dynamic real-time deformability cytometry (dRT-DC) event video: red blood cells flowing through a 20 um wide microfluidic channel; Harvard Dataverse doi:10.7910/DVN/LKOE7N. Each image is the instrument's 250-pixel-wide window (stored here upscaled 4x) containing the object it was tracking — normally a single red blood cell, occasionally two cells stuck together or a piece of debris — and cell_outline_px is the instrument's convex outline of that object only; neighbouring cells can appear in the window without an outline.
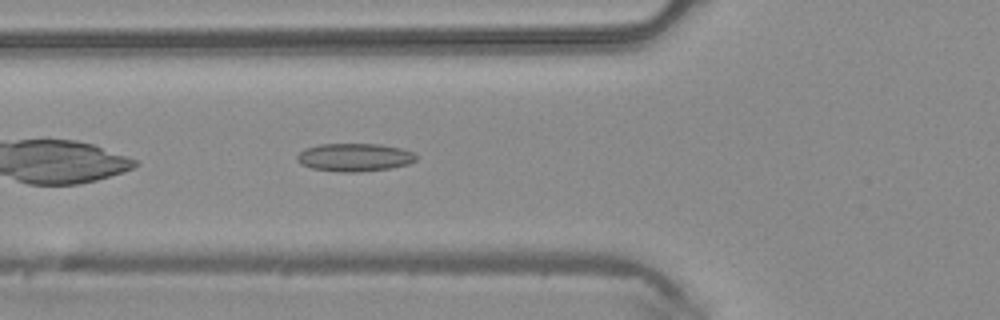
{"species": "common noctule bat (a hibernating species)", "species_latin": "Nyctalus noctula", "temperature_condition": "warm", "stored_images_in_passage": 32, "camera_frame_rate_fps": 3000, "um_per_image_px": 0.085, "animal": {"sex": "male", "body_mass_g": 20.4}, "frame": {"image": 1, "passage_image": 4, "time_ms": 1.0, "image_size_px": [1000, 320], "cell_outline_px": [[420, 156], [416, 160], [408, 164], [392, 168], [360, 172], [340, 172], [312, 168], [300, 164], [296, 160], [296, 156], [300, 152], [308, 148], [320, 144], [380, 144], [400, 148], [412, 152]], "centroid_in_image_um": [30.16, 13.38], "position_along_channel_um": 95.6, "area_um2": 19.54}}
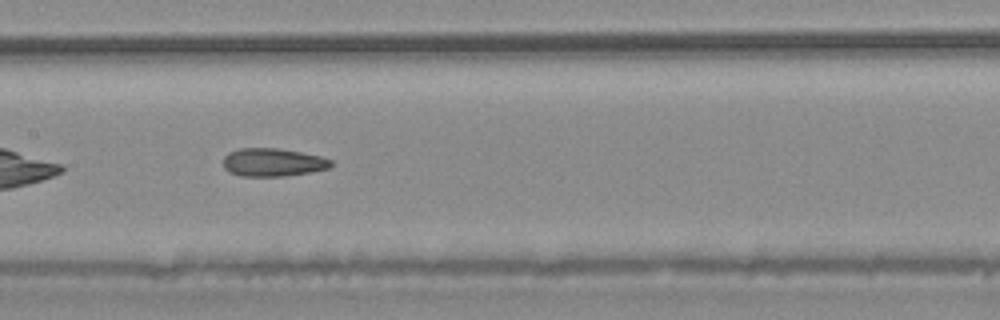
{"frame": {"image": 2, "passage_image": 10, "time_ms": 3.0, "image_size_px": [1000, 320], "cell_outline_px": [[332, 164], [328, 168], [312, 172], [284, 176], [240, 176], [228, 172], [224, 168], [224, 156], [228, 152], [240, 148], [280, 148], [320, 156], [332, 160]], "centroid_in_image_um": [23.17, 13.8], "position_along_channel_um": 184.2, "area_um2": 17.74}}
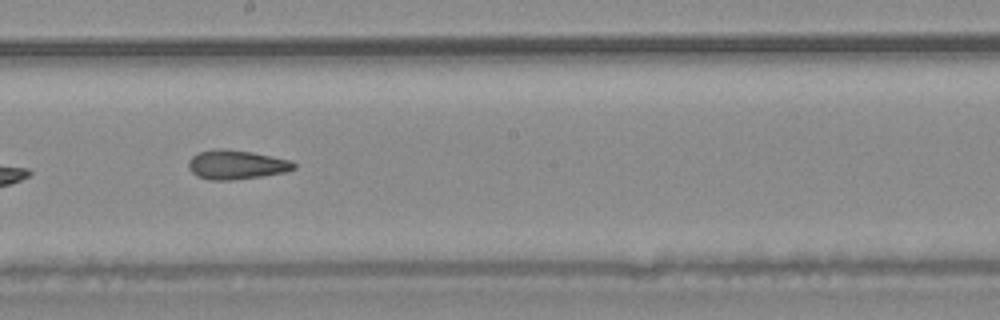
{"frame": {"image": 3, "passage_image": 13, "time_ms": 4.0, "image_size_px": [1000, 320], "cell_outline_px": [[296, 168], [288, 172], [264, 176], [232, 180], [208, 180], [196, 176], [188, 168], [188, 160], [192, 156], [200, 152], [220, 148], [252, 152], [288, 160], [296, 164]], "centroid_in_image_um": [20.08, 14.01], "position_along_channel_um": 228.1, "area_um2": 17.98}}